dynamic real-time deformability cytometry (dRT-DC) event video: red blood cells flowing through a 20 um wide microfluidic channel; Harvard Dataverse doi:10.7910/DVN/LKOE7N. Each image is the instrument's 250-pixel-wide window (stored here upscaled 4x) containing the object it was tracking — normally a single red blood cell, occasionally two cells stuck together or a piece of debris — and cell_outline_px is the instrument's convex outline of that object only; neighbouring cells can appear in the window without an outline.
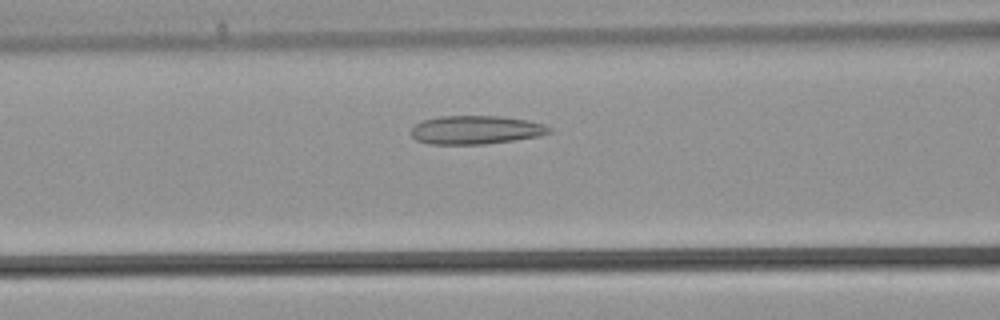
{"species": "common noctule bat (a hibernating species)", "species_latin": "Nyctalus noctula", "temperature_condition": "warm", "stored_images_in_passage": 33, "camera_frame_rate_fps": 3000, "um_per_image_px": 0.085, "animal": {"sex": "male", "body_mass_g": 21.5, "forearm_length_mm": 52.0}, "frame": {"image": 1, "passage_image": 10, "time_ms": 3.0, "image_size_px": [1000, 320], "cell_outline_px": [[552, 132], [540, 136], [484, 144], [428, 144], [416, 140], [412, 136], [412, 128], [416, 124], [424, 120], [440, 116], [500, 116], [528, 120], [544, 124], [552, 128]], "centroid_in_image_um": [40.47, 11.04], "position_along_channel_um": 126.1, "area_um2": 22.95}}
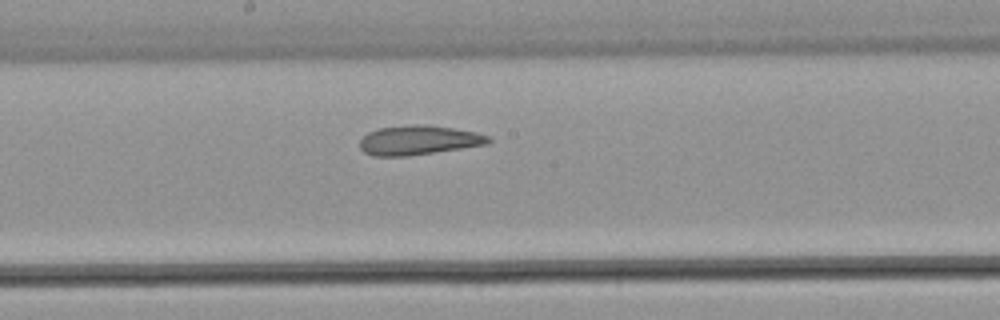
{"frame": {"image": 2, "passage_image": 15, "time_ms": 4.667, "image_size_px": [1000, 320], "cell_outline_px": [[492, 140], [488, 144], [408, 156], [372, 156], [364, 152], [360, 148], [360, 140], [368, 132], [380, 128], [412, 124], [428, 124], [476, 132], [492, 136]], "centroid_in_image_um": [35.6, 11.91], "position_along_channel_um": 212.6, "area_um2": 22.14}}
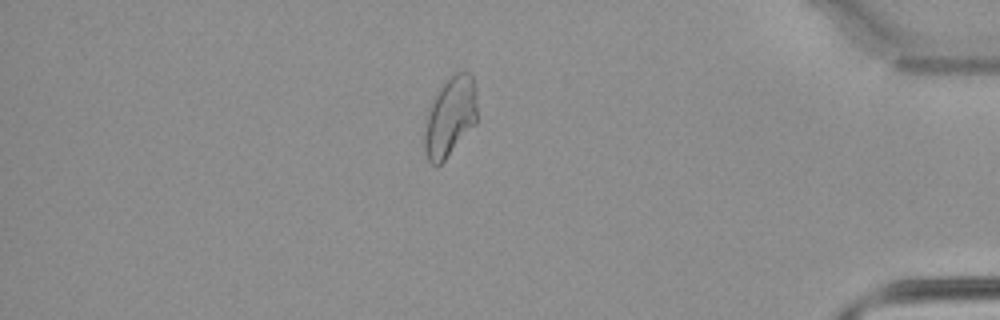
{"frame": {"image": 3, "passage_image": 28, "time_ms": 9.0, "image_size_px": [1000, 320], "cell_outline_px": [[476, 124], [444, 160], [436, 168], [428, 160], [424, 144], [424, 120], [436, 88], [448, 76], [456, 72], [468, 72], [472, 76], [476, 88]], "centroid_in_image_um": [38.23, 9.88], "position_along_channel_um": 397.0, "area_um2": 25.03}}